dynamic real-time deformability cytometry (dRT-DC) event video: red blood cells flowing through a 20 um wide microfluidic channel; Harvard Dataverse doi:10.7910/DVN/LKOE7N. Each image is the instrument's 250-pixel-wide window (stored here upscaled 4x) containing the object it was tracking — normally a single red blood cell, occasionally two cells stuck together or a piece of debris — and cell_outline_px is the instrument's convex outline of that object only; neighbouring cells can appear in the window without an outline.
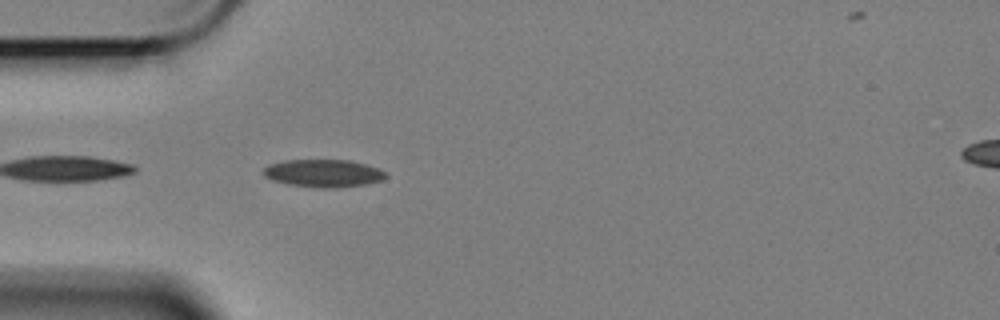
{"species": "Egyptian fruit bat (a non-hibernating species)", "species_latin": "Rousettus aegyptiacus", "temperature_condition": "cold", "stored_images_in_passage": 39, "camera_frame_rate_fps": 3000, "um_per_image_px": 0.085, "animal": {"sex": "female"}, "frame": {"image": 1, "passage_image": 2, "time_ms": 0.333, "image_size_px": [1000, 320], "cell_outline_px": [[388, 176], [380, 180], [364, 184], [336, 188], [324, 188], [288, 184], [272, 180], [264, 176], [260, 172], [268, 164], [284, 160], [352, 160], [376, 168], [384, 172]], "centroid_in_image_um": [27.42, 14.72], "position_along_channel_um": 57.6, "area_um2": 19.65}}
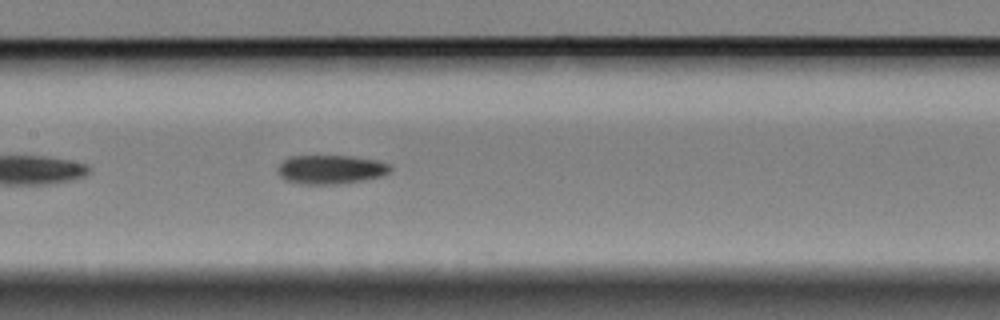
{"frame": {"image": 2, "passage_image": 13, "time_ms": 4.0, "image_size_px": [1000, 320], "cell_outline_px": [[392, 168], [384, 176], [364, 180], [340, 184], [300, 184], [288, 180], [280, 176], [276, 172], [276, 168], [288, 156], [356, 156], [376, 160], [392, 164]], "centroid_in_image_um": [28.14, 14.4], "position_along_channel_um": 179.3, "area_um2": 19.25}}
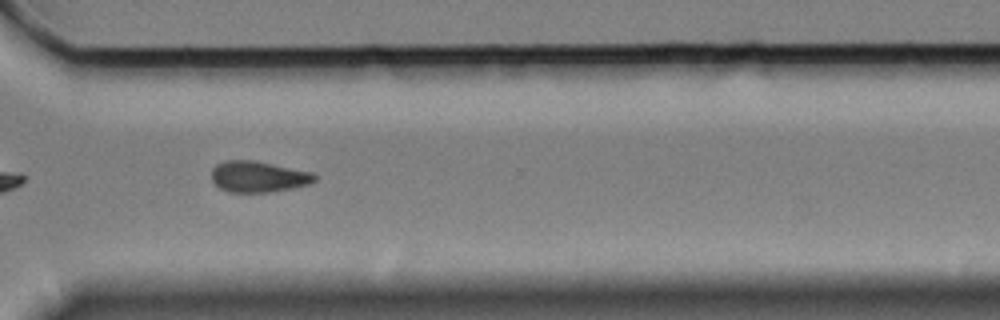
{"frame": {"image": 3, "passage_image": 28, "time_ms": 9.0, "image_size_px": [1000, 320], "cell_outline_px": [[316, 180], [308, 184], [292, 188], [268, 192], [228, 192], [220, 188], [212, 180], [212, 168], [216, 164], [228, 160], [252, 160], [312, 172], [316, 176]], "centroid_in_image_um": [21.93, 15.02], "position_along_channel_um": 348.7, "area_um2": 18.5}, "authors_computed_cell_mechanics": {"area_um2": 18.785, "velocity_mm_per_s": 3.3974, "shape_relaxation_time_tau1_ms": 4.0907, "shape_relaxation_time_tau2_ms": 10.3964, "deformation_change_tau1": 0.1136, "deformation_change_tau2": 0.1583}}